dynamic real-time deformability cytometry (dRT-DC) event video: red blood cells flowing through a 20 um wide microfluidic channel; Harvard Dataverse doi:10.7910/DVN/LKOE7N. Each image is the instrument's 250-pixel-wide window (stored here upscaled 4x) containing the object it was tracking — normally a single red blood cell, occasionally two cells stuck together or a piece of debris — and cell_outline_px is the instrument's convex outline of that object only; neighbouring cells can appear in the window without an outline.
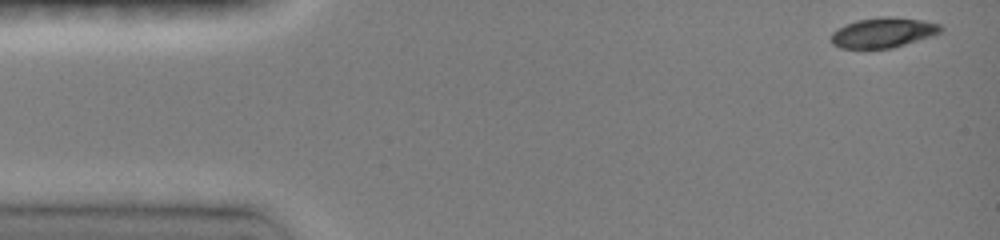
{"species": "common noctule bat (a hibernating species)", "species_latin": "Nyctalus noctula", "temperature_condition": "room temperature", "stored_images_in_passage": 36, "camera_frame_rate_fps": 3000, "um_per_image_px": 0.085, "animal": {"sex": "female", "body_mass_g": 19.0, "forearm_length_mm": 51.5}, "frame": {"image": 1, "passage_image": 1, "time_ms": 0.0, "image_size_px": [1000, 240], "cell_outline_px": [[944, 28], [940, 32], [932, 36], [892, 48], [840, 48], [832, 44], [832, 32], [856, 20], [888, 16], [924, 20], [940, 24]], "centroid_in_image_um": [75.11, 2.77], "position_along_channel_um": 9.9, "area_um2": 19.02}}
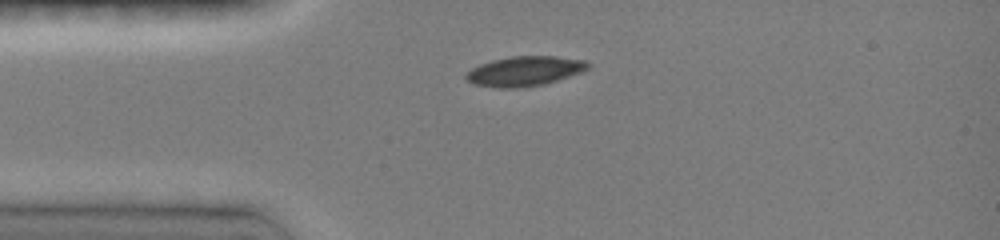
{"frame": {"image": 2, "passage_image": 16, "time_ms": 3.0, "image_size_px": [1000, 240], "cell_outline_px": [[592, 64], [588, 68], [580, 72], [544, 84], [520, 88], [500, 88], [472, 84], [464, 76], [472, 68], [480, 64], [492, 60], [512, 56], [556, 56], [584, 60]], "centroid_in_image_um": [44.58, 6.04], "position_along_channel_um": 40.4, "area_um2": 21.04}}
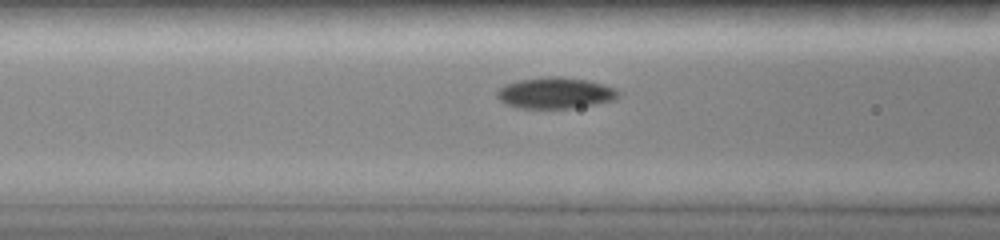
{"frame": {"image": 3, "passage_image": 27, "time_ms": 5.333, "image_size_px": [1000, 240], "cell_outline_px": [[620, 96], [616, 100], [596, 104], [572, 108], [516, 108], [504, 104], [496, 96], [496, 92], [504, 84], [520, 80], [548, 76], [560, 76], [588, 80], [604, 84], [620, 92]], "centroid_in_image_um": [47.2, 7.91], "position_along_channel_um": 119.4, "area_um2": 22.25}}